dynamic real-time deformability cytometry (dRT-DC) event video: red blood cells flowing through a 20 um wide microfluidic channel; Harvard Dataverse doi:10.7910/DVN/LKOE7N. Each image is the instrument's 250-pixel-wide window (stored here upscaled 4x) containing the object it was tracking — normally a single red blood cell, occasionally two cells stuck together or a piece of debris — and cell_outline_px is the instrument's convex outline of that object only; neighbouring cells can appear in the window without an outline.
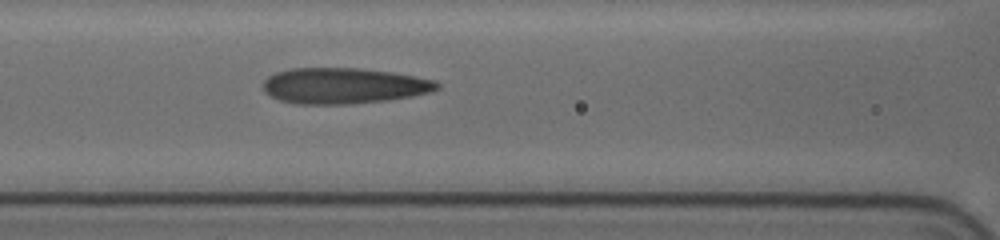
{"species": "human", "species_latin": "Homo sapiens", "temperature_condition": "cold", "stored_images_in_passage": 12, "segment_of_instrument_passage": [1, 2], "camera_frame_rate_fps": 3000, "um_per_image_px": 0.085, "donor": {"sex": "female"}, "frame": {"image": 1, "passage_image": 11, "time_ms": 3.333, "image_size_px": [1000, 240], "cell_outline_px": [[440, 88], [432, 92], [412, 96], [388, 100], [348, 104], [296, 104], [280, 100], [264, 92], [264, 80], [268, 76], [276, 72], [292, 68], [360, 68], [392, 72], [436, 80], [440, 84]], "centroid_in_image_um": [29.24, 7.29], "position_along_channel_um": 137.4, "area_um2": 36.47}}